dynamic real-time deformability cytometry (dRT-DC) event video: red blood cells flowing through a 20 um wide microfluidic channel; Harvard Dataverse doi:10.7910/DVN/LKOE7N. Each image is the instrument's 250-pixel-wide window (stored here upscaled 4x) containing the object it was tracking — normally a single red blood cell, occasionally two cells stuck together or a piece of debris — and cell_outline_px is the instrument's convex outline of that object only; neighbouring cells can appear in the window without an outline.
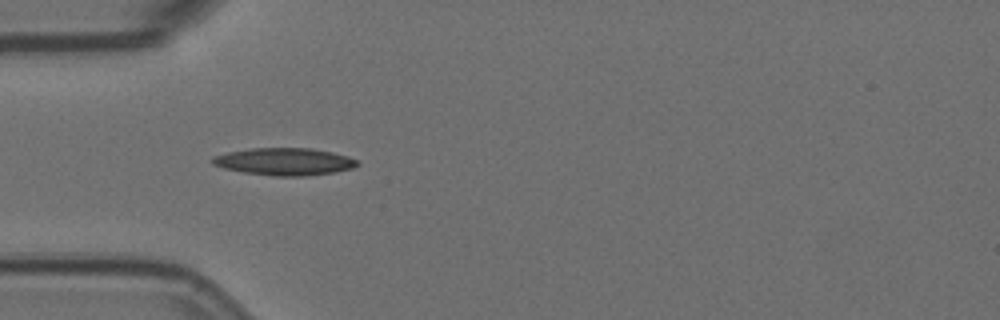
{"species": "Egyptian fruit bat (a non-hibernating species)", "species_latin": "Rousettus aegyptiacus", "temperature_condition": "room temperature", "stored_images_in_passage": 3, "camera_frame_rate_fps": 3000, "um_per_image_px": 0.085, "animal": {"sex": "female"}, "frame": {"image": 1, "passage_image": 2, "time_ms": 0.333, "image_size_px": [1000, 320], "cell_outline_px": [[360, 164], [352, 168], [336, 172], [304, 176], [272, 176], [244, 172], [224, 168], [212, 164], [212, 156], [228, 152], [252, 148], [312, 148], [332, 152], [348, 156], [356, 160]], "centroid_in_image_um": [24.18, 13.73], "position_along_channel_um": 60.8, "area_um2": 23.06}}
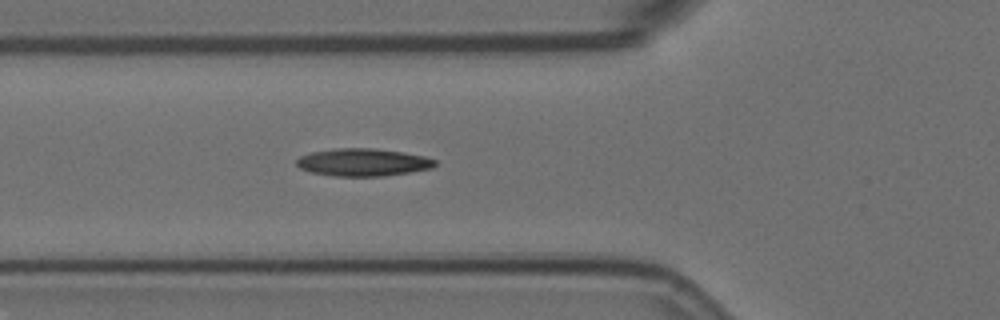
{"frame": {"image": 2, "passage_image": 3, "time_ms": 0.667, "image_size_px": [1000, 320], "cell_outline_px": [[436, 164], [432, 168], [384, 176], [332, 176], [312, 172], [300, 168], [296, 164], [296, 160], [300, 156], [312, 152], [336, 148], [376, 148], [404, 152], [424, 156], [436, 160]], "centroid_in_image_um": [30.85, 13.79], "position_along_channel_um": 94.9, "area_um2": 22.25}}